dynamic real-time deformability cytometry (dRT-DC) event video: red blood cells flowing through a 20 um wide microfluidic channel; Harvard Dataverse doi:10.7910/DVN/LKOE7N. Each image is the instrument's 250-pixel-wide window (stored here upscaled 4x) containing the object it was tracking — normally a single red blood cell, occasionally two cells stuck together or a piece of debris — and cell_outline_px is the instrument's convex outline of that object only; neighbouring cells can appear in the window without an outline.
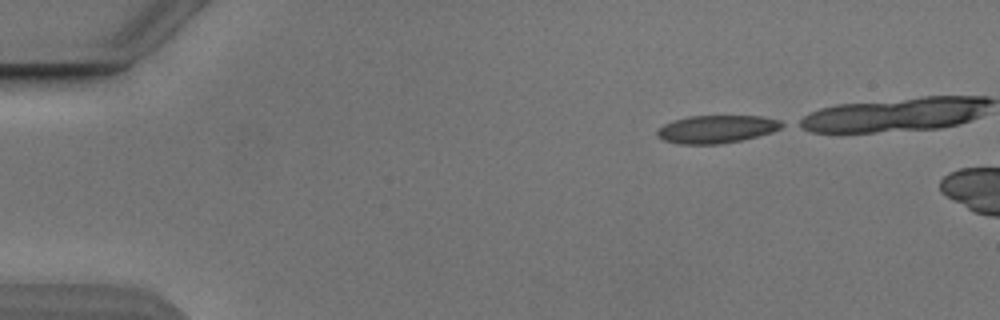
{"species": "Egyptian fruit bat (a non-hibernating species)", "species_latin": "Rousettus aegyptiacus", "temperature_condition": "cold", "stored_images_in_passage": 7, "camera_frame_rate_fps": 3000, "um_per_image_px": 0.085, "animal": {"sex": "male"}, "frame": {"image": 1, "passage_image": 1, "time_ms": 0.0, "image_size_px": [1000, 320], "cell_outline_px": [[788, 124], [772, 132], [740, 140], [720, 144], [680, 144], [664, 140], [656, 136], [656, 128], [672, 120], [688, 116], [760, 116], [780, 120]], "centroid_in_image_um": [60.88, 10.97], "position_along_channel_um": 24.1, "area_um2": 20.35}}